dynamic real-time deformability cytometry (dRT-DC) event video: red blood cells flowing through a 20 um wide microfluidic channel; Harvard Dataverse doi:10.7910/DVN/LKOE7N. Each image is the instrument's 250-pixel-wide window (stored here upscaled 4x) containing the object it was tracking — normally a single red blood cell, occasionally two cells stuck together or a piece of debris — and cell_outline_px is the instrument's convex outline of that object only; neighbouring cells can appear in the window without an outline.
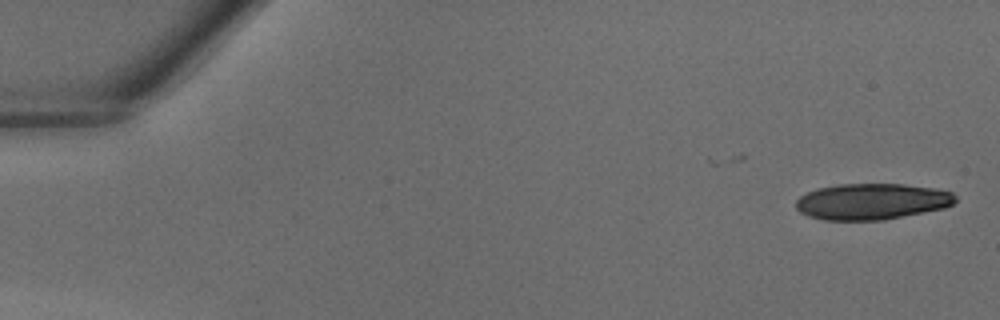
{"species": "common noctule bat (a hibernating species)", "species_latin": "Nyctalus noctula", "temperature_condition": "warm", "stored_images_in_passage": 3, "camera_frame_rate_fps": 3000, "um_per_image_px": 0.085, "animal": {"sex": "male", "body_mass_g": 18.8}, "frame": {"image": 1, "passage_image": 3, "time_ms": 0.667, "image_size_px": [1000, 320], "cell_outline_px": [[956, 200], [952, 204], [944, 208], [884, 220], [824, 220], [808, 216], [800, 212], [796, 208], [796, 200], [800, 196], [816, 188], [840, 184], [904, 184], [932, 188], [952, 192], [956, 196]], "centroid_in_image_um": [74.09, 17.13], "position_along_channel_um": 10.9, "area_um2": 33.58}}